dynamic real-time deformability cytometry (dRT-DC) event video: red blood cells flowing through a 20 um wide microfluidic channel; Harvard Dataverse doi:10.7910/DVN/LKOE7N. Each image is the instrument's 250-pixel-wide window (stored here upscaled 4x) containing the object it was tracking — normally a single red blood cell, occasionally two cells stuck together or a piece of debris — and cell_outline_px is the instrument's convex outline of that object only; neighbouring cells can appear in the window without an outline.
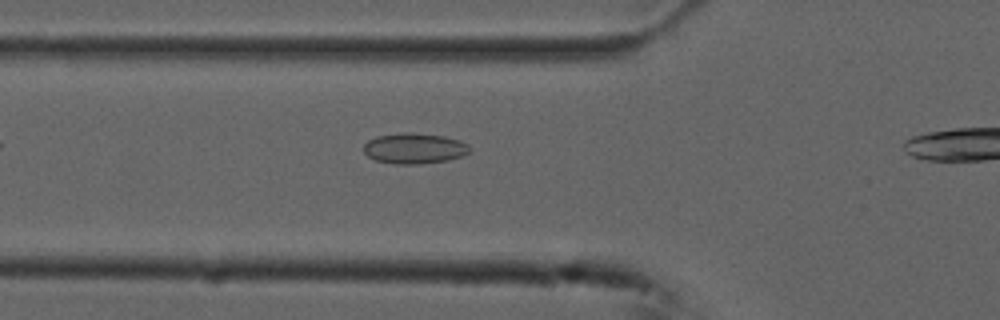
{"species": "common noctule bat (a hibernating species)", "species_latin": "Nyctalus noctula", "temperature_condition": "cold", "stored_images_in_passage": 33, "camera_frame_rate_fps": 3000, "um_per_image_px": 0.085, "animal": {"sex": "male", "forearm_length_mm": 52.5}, "frame": {"image": 1, "passage_image": 5, "time_ms": 1.333, "image_size_px": [1000, 320], "cell_outline_px": [[468, 152], [460, 156], [448, 160], [420, 164], [396, 164], [376, 160], [368, 156], [364, 152], [364, 144], [368, 140], [376, 136], [404, 132], [412, 132], [444, 136], [460, 140], [468, 144]], "centroid_in_image_um": [35.19, 12.6], "position_along_channel_um": 90.6, "area_um2": 18.84}}
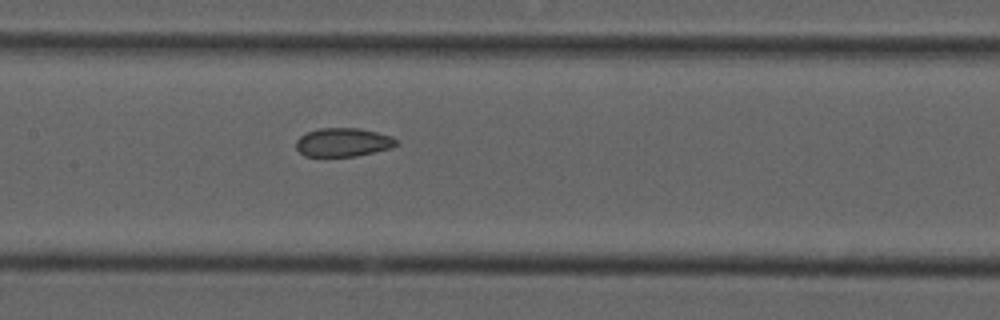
{"frame": {"image": 2, "passage_image": 12, "time_ms": 3.667, "image_size_px": [1000, 320], "cell_outline_px": [[400, 144], [392, 148], [356, 156], [304, 156], [296, 148], [296, 140], [300, 136], [308, 132], [320, 128], [360, 128], [392, 136]], "centroid_in_image_um": [29.18, 12.09], "position_along_channel_um": 178.2, "area_um2": 16.76}}
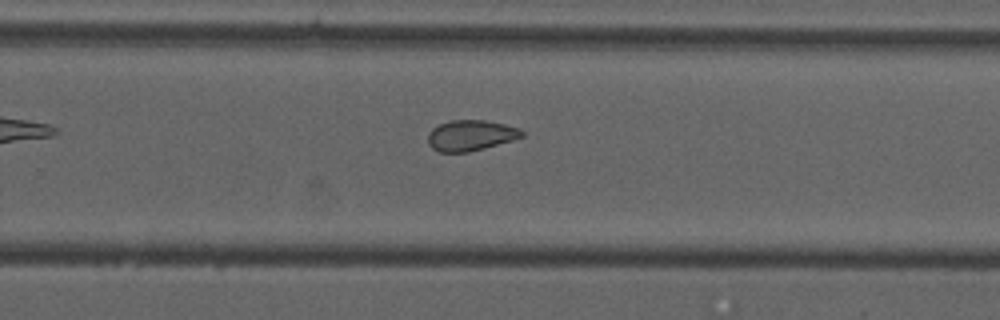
{"frame": {"image": 3, "passage_image": 21, "time_ms": 6.667, "image_size_px": [1000, 320], "cell_outline_px": [[524, 136], [512, 140], [484, 148], [468, 152], [440, 152], [432, 148], [428, 144], [428, 132], [432, 128], [440, 124], [452, 120], [484, 120], [504, 124], [520, 128], [524, 132]], "centroid_in_image_um": [40.0, 11.51], "position_along_channel_um": 289.8, "area_um2": 16.76}, "authors_computed_cell_mechanics": {"area_um2": 17.5712, "velocity_mm_per_s": 3.7427, "shape_relaxation_time_tau1_ms": null, "shape_relaxation_time_tau2_ms": 2.1736, "deformation_change_tau1": null, "deformation_change_tau2": 0.0702}}